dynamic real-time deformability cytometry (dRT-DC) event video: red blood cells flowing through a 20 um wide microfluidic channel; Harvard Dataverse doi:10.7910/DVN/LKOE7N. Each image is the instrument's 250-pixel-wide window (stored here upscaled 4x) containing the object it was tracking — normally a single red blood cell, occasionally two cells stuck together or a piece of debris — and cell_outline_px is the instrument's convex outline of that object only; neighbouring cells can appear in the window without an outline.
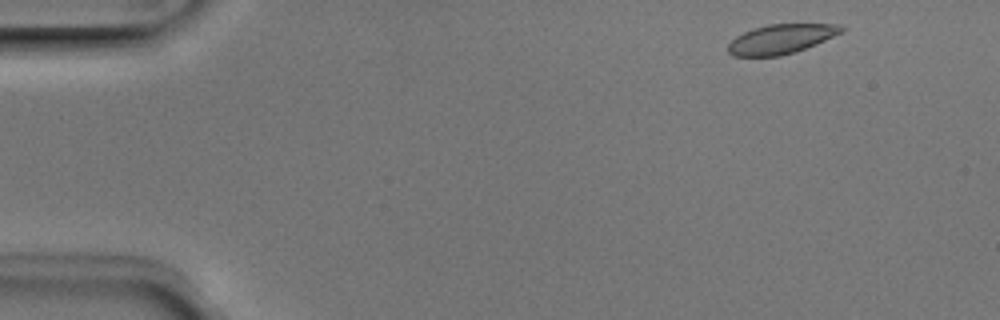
{"species": "Egyptian fruit bat (a non-hibernating species)", "species_latin": "Rousettus aegyptiacus", "temperature_condition": "room temperature", "stored_images_in_passage": 48, "camera_frame_rate_fps": 3000, "um_per_image_px": 0.085, "animal": {"sex": "male"}, "frame": {"image": 1, "passage_image": 2, "time_ms": 0.333, "image_size_px": [1000, 320], "cell_outline_px": [[844, 32], [816, 44], [780, 56], [732, 56], [728, 52], [728, 44], [736, 36], [752, 28], [768, 24], [840, 24], [844, 28]], "centroid_in_image_um": [66.39, 3.31], "position_along_channel_um": 18.6, "area_um2": 19.42}}
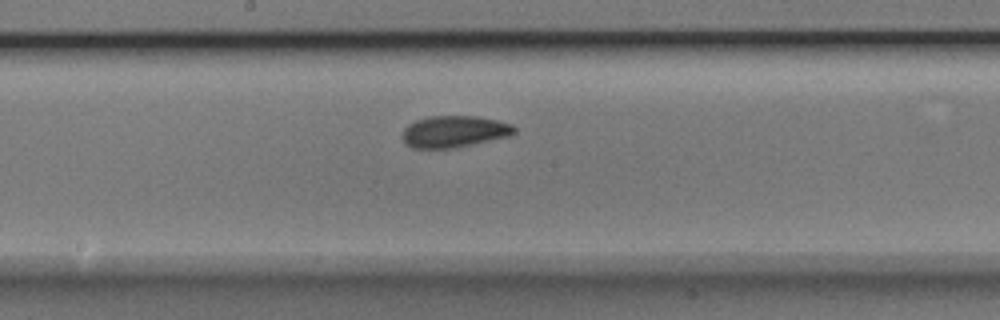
{"frame": {"image": 2, "passage_image": 24, "time_ms": 7.667, "image_size_px": [1000, 320], "cell_outline_px": [[516, 132], [508, 136], [452, 148], [412, 148], [404, 144], [404, 128], [408, 124], [416, 120], [428, 116], [476, 116], [496, 120], [512, 124], [516, 128]], "centroid_in_image_um": [38.59, 11.17], "position_along_channel_um": 209.6, "area_um2": 20.46}}
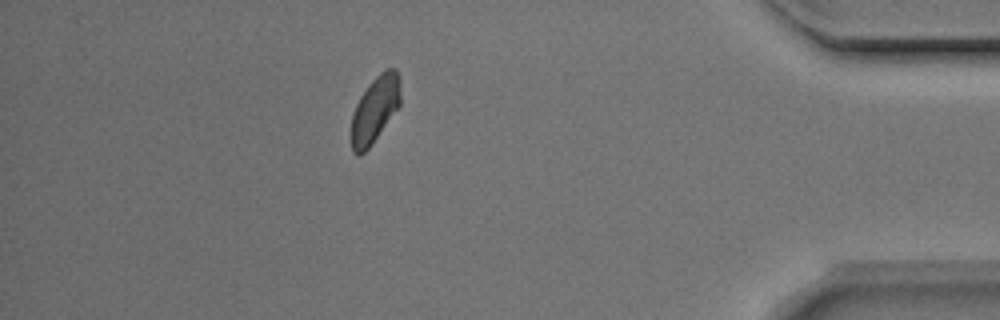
{"frame": {"image": 3, "passage_image": 42, "time_ms": 13.667, "image_size_px": [1000, 320], "cell_outline_px": [[400, 104], [372, 144], [360, 156], [356, 156], [352, 152], [352, 116], [356, 104], [360, 96], [368, 84], [380, 72], [388, 68], [396, 68], [400, 76]], "centroid_in_image_um": [31.87, 9.28], "position_along_channel_um": 403.3, "area_um2": 18.96}, "authors_computed_cell_mechanics": {"area_um2": 19.9699, "velocity_mm_per_s": 3.9427, "shape_relaxation_time_tau1_ms": 2.6907, "shape_relaxation_time_tau2_ms": 1.9044, "deformation_change_tau1": 0.0902, "deformation_change_tau2": 0.0422}}